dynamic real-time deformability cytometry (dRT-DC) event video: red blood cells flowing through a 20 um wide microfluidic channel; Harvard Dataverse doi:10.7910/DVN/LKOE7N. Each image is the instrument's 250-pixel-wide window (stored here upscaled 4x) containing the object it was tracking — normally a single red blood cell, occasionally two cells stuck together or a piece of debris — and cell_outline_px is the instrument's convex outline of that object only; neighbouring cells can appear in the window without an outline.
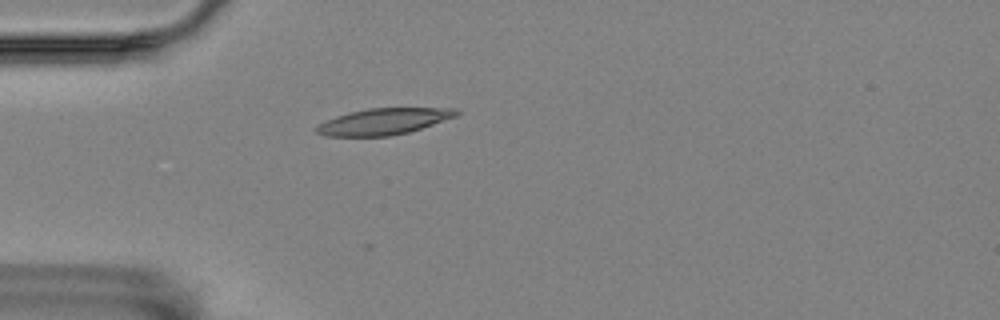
{"species": "Egyptian fruit bat (a non-hibernating species)", "species_latin": "Rousettus aegyptiacus", "temperature_condition": "room temperature", "stored_images_in_passage": 51, "camera_frame_rate_fps": 3000, "um_per_image_px": 0.085, "animal": {"sex": "female"}, "frame": {"image": 1, "passage_image": 16, "time_ms": 5.0, "image_size_px": [1000, 320], "cell_outline_px": [[460, 112], [456, 116], [408, 132], [388, 136], [324, 136], [316, 132], [316, 128], [320, 124], [336, 116], [348, 112], [368, 108], [456, 108]], "centroid_in_image_um": [32.6, 10.32], "position_along_channel_um": 52.4, "area_um2": 21.15}}
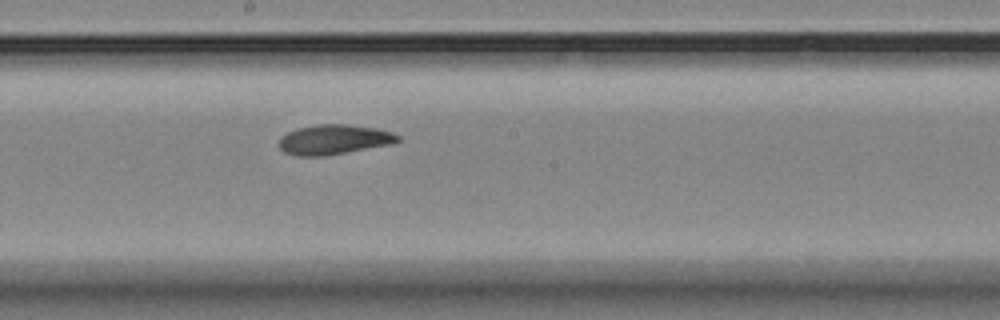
{"frame": {"image": 2, "passage_image": 31, "time_ms": 10.0, "image_size_px": [1000, 320], "cell_outline_px": [[400, 140], [392, 144], [324, 156], [296, 156], [284, 152], [280, 148], [280, 136], [296, 128], [320, 124], [344, 124], [376, 128], [392, 132], [400, 136]], "centroid_in_image_um": [28.38, 11.86], "position_along_channel_um": 219.8, "area_um2": 20.63}}
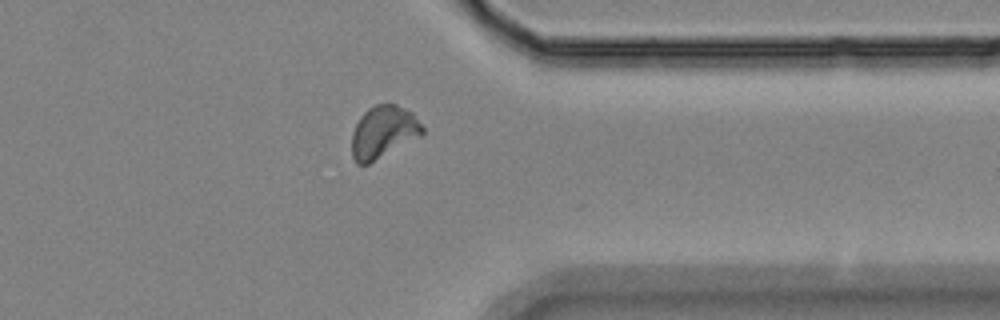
{"frame": {"image": 3, "passage_image": 45, "time_ms": 14.667, "image_size_px": [1000, 320], "cell_outline_px": [[424, 132], [420, 136], [368, 164], [356, 164], [352, 156], [352, 132], [360, 116], [368, 108], [376, 104], [396, 104], [412, 112], [424, 128]], "centroid_in_image_um": [32.57, 11.21], "position_along_channel_um": 378.8, "area_um2": 21.39}, "authors_computed_cell_mechanics": {"area_um2": 20.808, "velocity_mm_per_s": 3.5164, "shape_relaxation_time_tau1_ms": 5.694, "shape_relaxation_time_tau2_ms": 3.8859, "deformation_change_tau1": 0.1424, "deformation_change_tau2": 0.091}}